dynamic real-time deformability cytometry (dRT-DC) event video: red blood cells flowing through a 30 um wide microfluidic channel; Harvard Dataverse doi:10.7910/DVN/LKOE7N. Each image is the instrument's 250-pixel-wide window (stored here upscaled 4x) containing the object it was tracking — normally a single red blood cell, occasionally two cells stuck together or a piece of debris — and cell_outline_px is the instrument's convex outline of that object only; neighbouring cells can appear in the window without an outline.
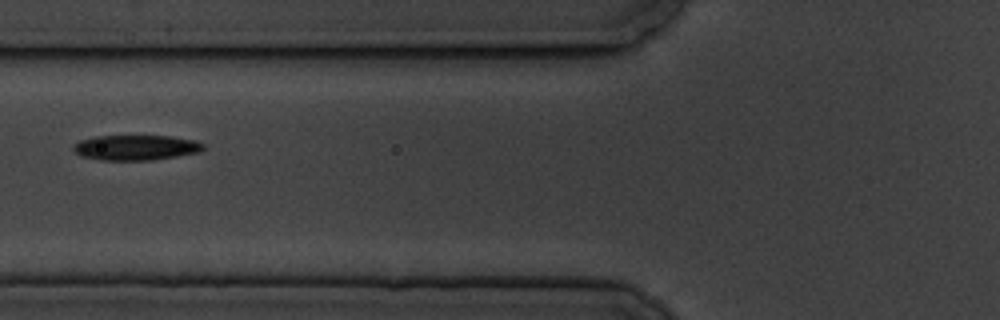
{"species": "common noctule bat (a hibernating species)", "species_latin": "Nyctalus noctula", "temperature_condition": "cold", "stored_images_in_passage": 9, "camera_frame_rate_fps": 3000, "um_per_image_px": 0.085, "animal": {"sex": "male", "body_mass_g": 19.5, "forearm_length_mm": 54.6}, "frame": {"image": 1, "passage_image": 7, "time_ms": 7.0, "image_size_px": [1000, 320], "cell_outline_px": [[204, 148], [200, 152], [152, 160], [100, 160], [80, 156], [72, 148], [72, 144], [80, 140], [96, 136], [172, 136], [196, 140], [204, 144]], "centroid_in_image_um": [11.54, 12.54], "position_along_channel_um": 114.3, "area_um2": 19.19}}
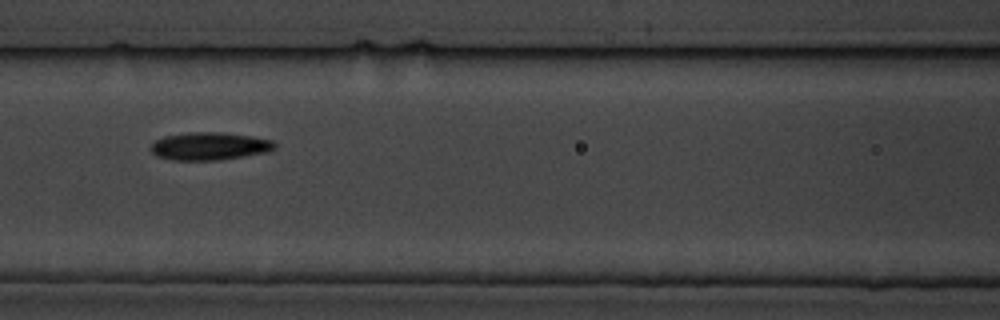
{"frame": {"image": 2, "passage_image": 8, "time_ms": 8.0, "image_size_px": [1000, 320], "cell_outline_px": [[276, 148], [268, 152], [220, 160], [172, 160], [156, 156], [152, 152], [152, 144], [156, 140], [164, 136], [188, 132], [220, 132], [252, 136], [272, 140], [276, 144]], "centroid_in_image_um": [17.83, 12.42], "position_along_channel_um": 148.8, "area_um2": 20.11}}
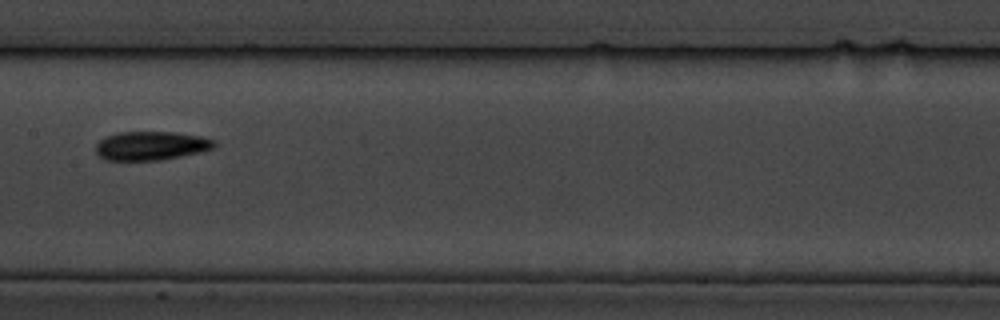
{"frame": {"image": 3, "passage_image": 9, "time_ms": 9.333, "image_size_px": [1000, 320], "cell_outline_px": [[216, 144], [212, 148], [200, 152], [160, 160], [104, 160], [96, 152], [96, 144], [104, 136], [120, 132], [176, 132], [200, 136], [216, 140]], "centroid_in_image_um": [12.83, 12.38], "position_along_channel_um": 194.6, "area_um2": 19.88}}